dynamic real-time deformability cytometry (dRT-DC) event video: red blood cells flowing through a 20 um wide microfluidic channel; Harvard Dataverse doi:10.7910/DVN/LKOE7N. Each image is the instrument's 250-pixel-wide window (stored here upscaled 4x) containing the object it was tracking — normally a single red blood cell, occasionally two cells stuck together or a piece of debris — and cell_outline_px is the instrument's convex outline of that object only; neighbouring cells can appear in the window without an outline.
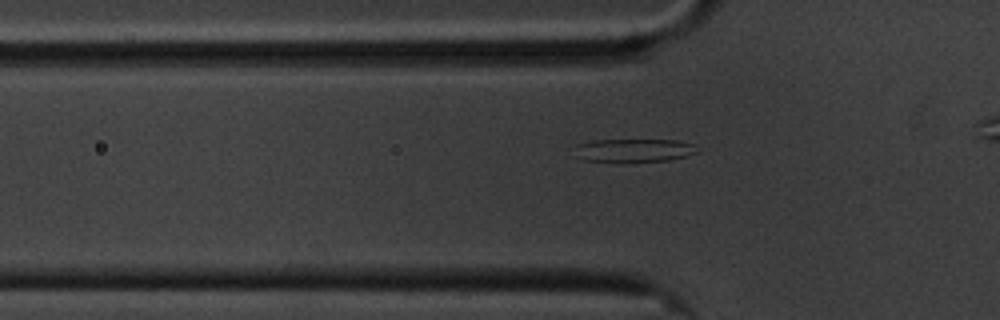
{"species": "common noctule bat (a hibernating species)", "species_latin": "Nyctalus noctula", "temperature_condition": "cold", "stored_images_in_passage": 42, "camera_frame_rate_fps": 3000, "um_per_image_px": 0.085, "animal": {"sex": "male", "body_mass_g": 20.1, "forearm_length_mm": 53.5}, "frame": {"image": 1, "passage_image": 12, "time_ms": 3.667, "image_size_px": [1000, 320], "cell_outline_px": [[700, 152], [668, 160], [636, 164], [584, 160], [576, 156], [576, 144], [592, 140], [676, 140], [696, 144]], "centroid_in_image_um": [53.9, 12.81], "position_along_channel_um": 71.9, "area_um2": 17.34}}
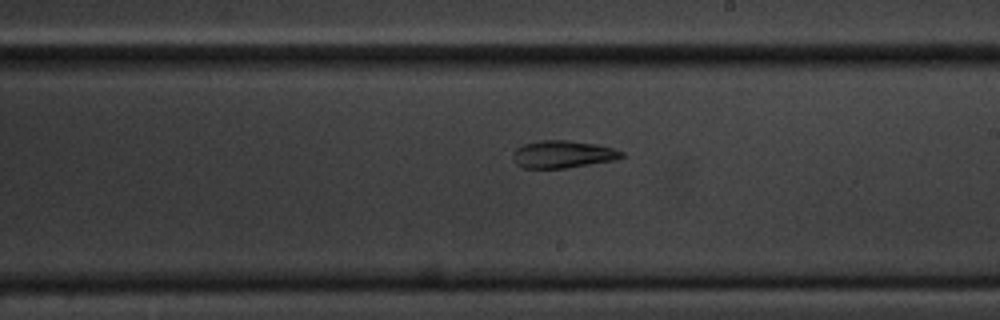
{"frame": {"image": 2, "passage_image": 27, "time_ms": 8.667, "image_size_px": [1000, 320], "cell_outline_px": [[624, 156], [616, 160], [564, 168], [520, 168], [516, 164], [512, 156], [512, 152], [516, 148], [524, 144], [540, 140], [568, 140], [596, 144], [612, 148], [624, 152]], "centroid_in_image_um": [47.81, 13.11], "position_along_channel_um": 241.2, "area_um2": 17.46}}
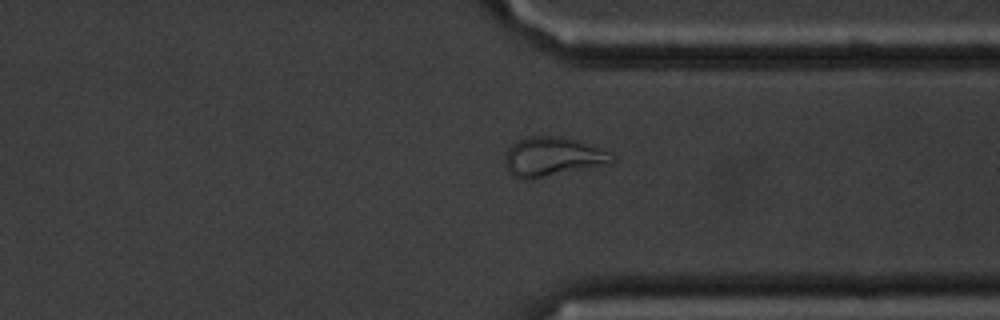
{"frame": {"image": 3, "passage_image": 38, "time_ms": 12.333, "image_size_px": [1000, 320], "cell_outline_px": [[616, 160], [604, 164], [532, 180], [520, 180], [512, 176], [508, 172], [504, 164], [504, 156], [508, 148], [512, 144], [528, 136], [560, 136], [576, 140], [608, 152]], "centroid_in_image_um": [46.85, 13.35], "position_along_channel_um": 364.5, "area_um2": 24.33}}